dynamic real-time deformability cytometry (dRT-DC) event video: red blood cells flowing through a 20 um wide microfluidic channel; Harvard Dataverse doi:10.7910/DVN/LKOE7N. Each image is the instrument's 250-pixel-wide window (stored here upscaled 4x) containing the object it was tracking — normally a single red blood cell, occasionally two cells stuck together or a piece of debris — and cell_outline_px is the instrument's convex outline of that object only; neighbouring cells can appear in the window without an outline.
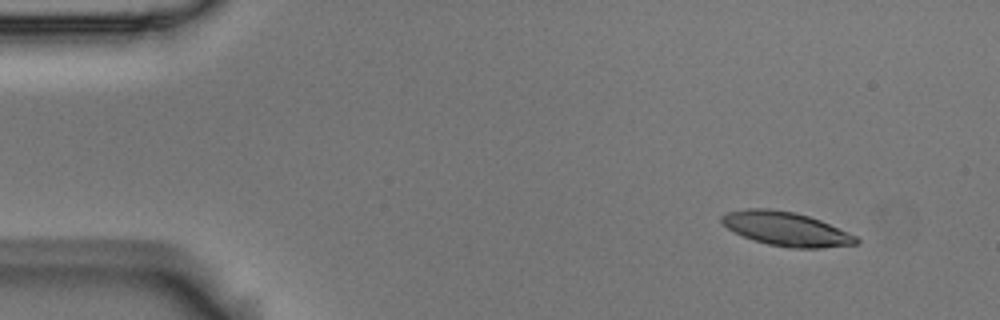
{"species": "Egyptian fruit bat (a non-hibernating species)", "species_latin": "Rousettus aegyptiacus", "temperature_condition": "room temperature", "stored_images_in_passage": 5, "camera_frame_rate_fps": 3000, "um_per_image_px": 0.085, "animal": {"sex": "male"}, "frame": {"image": 1, "passage_image": 2, "time_ms": 0.333, "image_size_px": [1000, 320], "cell_outline_px": [[860, 244], [820, 248], [792, 248], [768, 244], [752, 240], [728, 228], [720, 220], [720, 216], [728, 212], [748, 208], [768, 208], [792, 212], [808, 216], [820, 220], [856, 236], [860, 240]], "centroid_in_image_um": [66.84, 19.46], "position_along_channel_um": 18.2, "area_um2": 26.41}}
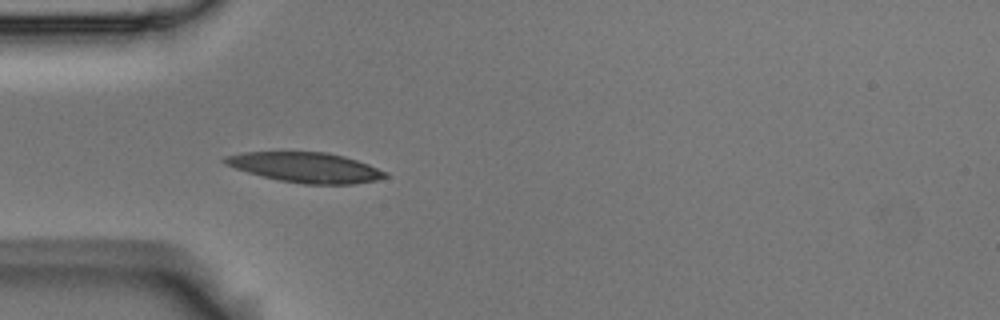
{"frame": {"image": 2, "passage_image": 5, "time_ms": 1.333, "image_size_px": [1000, 320], "cell_outline_px": [[388, 176], [376, 180], [356, 184], [304, 184], [276, 180], [248, 172], [224, 164], [220, 160], [224, 156], [244, 152], [324, 152], [344, 156], [368, 164], [388, 172]], "centroid_in_image_um": [25.96, 14.23], "position_along_channel_um": 59.0, "area_um2": 28.15}}